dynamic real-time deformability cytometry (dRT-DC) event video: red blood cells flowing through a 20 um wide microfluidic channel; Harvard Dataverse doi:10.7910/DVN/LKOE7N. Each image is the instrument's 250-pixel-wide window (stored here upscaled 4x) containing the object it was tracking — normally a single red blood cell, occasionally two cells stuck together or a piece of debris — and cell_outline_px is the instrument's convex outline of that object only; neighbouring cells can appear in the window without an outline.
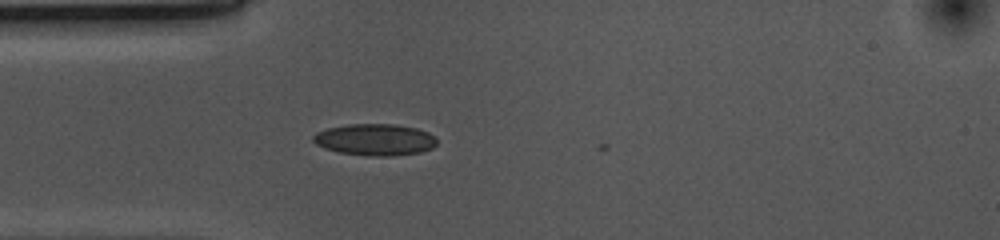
{"species": "common noctule bat (a hibernating species)", "species_latin": "Nyctalus noctula", "temperature_condition": "cold", "stored_images_in_passage": 2, "camera_frame_rate_fps": 3000, "um_per_image_px": 0.085, "animal": {"sex": "female", "body_mass_g": 10.0, "forearm_length_mm": 53.1}, "frame": {"image": 1, "passage_image": 1, "time_ms": 0.0, "image_size_px": [1000, 240], "cell_outline_px": [[436, 144], [432, 148], [420, 152], [392, 156], [368, 156], [340, 152], [324, 148], [316, 144], [312, 140], [312, 136], [316, 132], [328, 128], [348, 124], [392, 124], [416, 128], [428, 132], [436, 136]], "centroid_in_image_um": [31.87, 11.87], "position_along_channel_um": 53.1, "area_um2": 22.83}}